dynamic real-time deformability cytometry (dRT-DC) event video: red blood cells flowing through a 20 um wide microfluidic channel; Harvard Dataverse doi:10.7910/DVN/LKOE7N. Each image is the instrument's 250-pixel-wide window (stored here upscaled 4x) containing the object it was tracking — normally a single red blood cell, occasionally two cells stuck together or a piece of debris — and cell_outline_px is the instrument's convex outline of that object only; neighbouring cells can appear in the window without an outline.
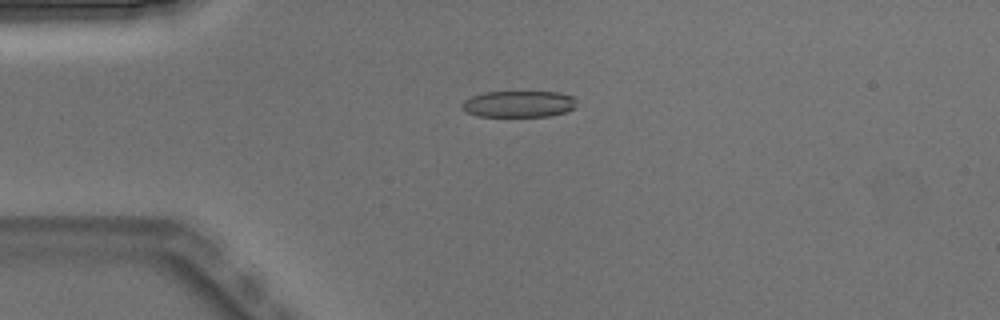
{"species": "Egyptian fruit bat (a non-hibernating species)", "species_latin": "Rousettus aegyptiacus", "temperature_condition": "warm", "stored_images_in_passage": 6, "camera_frame_rate_fps": 3000, "um_per_image_px": 0.085, "animal": {"sex": "male"}, "frame": {"image": 1, "passage_image": 4, "time_ms": 1.0, "image_size_px": [1000, 320], "cell_outline_px": [[576, 108], [564, 112], [548, 116], [476, 116], [464, 112], [460, 108], [460, 104], [464, 100], [472, 96], [484, 92], [560, 92], [576, 96]], "centroid_in_image_um": [44.08, 8.83], "position_along_channel_um": 40.9, "area_um2": 17.98}}